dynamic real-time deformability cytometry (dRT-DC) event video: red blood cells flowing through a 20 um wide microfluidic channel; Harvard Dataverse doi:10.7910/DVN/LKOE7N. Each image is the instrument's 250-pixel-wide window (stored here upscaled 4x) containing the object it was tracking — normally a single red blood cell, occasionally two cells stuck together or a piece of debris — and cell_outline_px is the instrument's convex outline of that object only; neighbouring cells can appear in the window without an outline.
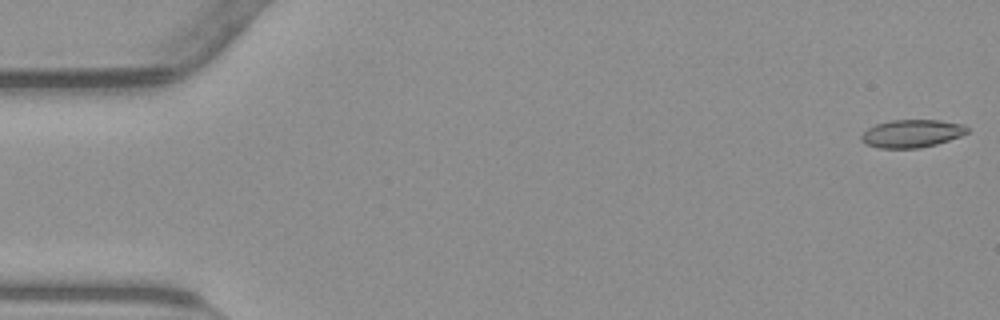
{"species": "common noctule bat (a hibernating species)", "species_latin": "Nyctalus noctula", "temperature_condition": "warm", "stored_images_in_passage": 54, "camera_frame_rate_fps": 3000, "um_per_image_px": 0.085, "animal": {"sex": "male", "body_mass_g": 23.1, "forearm_length_mm": 52.7}, "frame": {"image": 1, "passage_image": 1, "time_ms": 0.0, "image_size_px": [1000, 320], "cell_outline_px": [[968, 132], [960, 136], [936, 144], [920, 148], [880, 148], [864, 144], [860, 140], [860, 136], [868, 128], [876, 124], [892, 120], [940, 120], [964, 124], [968, 128]], "centroid_in_image_um": [77.49, 11.35], "position_along_channel_um": 7.5, "area_um2": 17.22}}
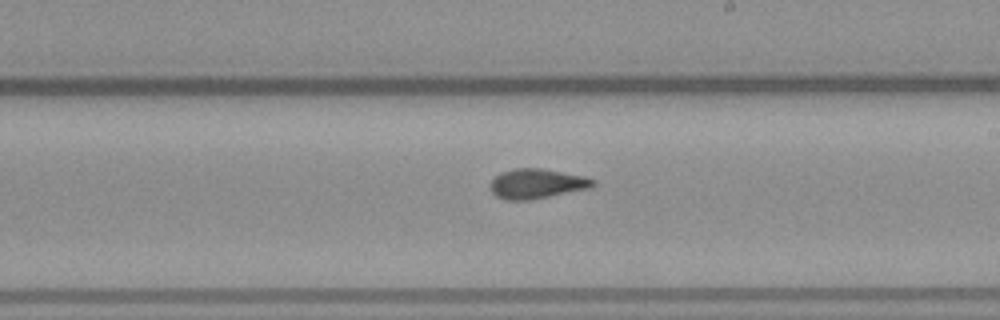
{"frame": {"image": 2, "passage_image": 31, "time_ms": 10.0, "image_size_px": [1000, 320], "cell_outline_px": [[596, 184], [588, 188], [524, 200], [504, 200], [496, 196], [492, 192], [492, 180], [500, 172], [512, 168], [540, 168], [584, 176], [596, 180]], "centroid_in_image_um": [45.6, 15.59], "position_along_channel_um": 243.4, "area_um2": 17.4}}
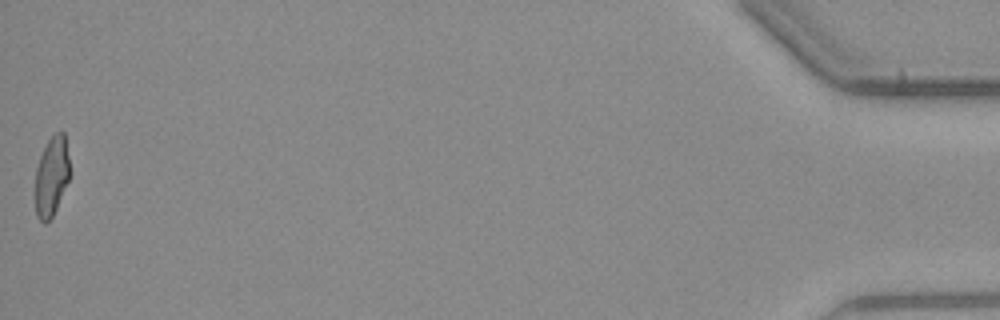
{"frame": {"image": 3, "passage_image": 54, "time_ms": 17.667, "image_size_px": [1000, 320], "cell_outline_px": [[68, 180], [56, 208], [52, 216], [44, 224], [36, 216], [36, 168], [40, 156], [48, 140], [56, 132], [64, 132], [68, 156]], "centroid_in_image_um": [4.37, 14.98], "position_along_channel_um": 430.8, "area_um2": 15.49}, "authors_computed_cell_mechanics": {"area_um2": 17.2533, "velocity_mm_per_s": 3.8361, "shape_relaxation_time_tau1_ms": null, "shape_relaxation_time_tau2_ms": 1.9911, "deformation_change_tau1": null, "deformation_change_tau2": 0.0825}}